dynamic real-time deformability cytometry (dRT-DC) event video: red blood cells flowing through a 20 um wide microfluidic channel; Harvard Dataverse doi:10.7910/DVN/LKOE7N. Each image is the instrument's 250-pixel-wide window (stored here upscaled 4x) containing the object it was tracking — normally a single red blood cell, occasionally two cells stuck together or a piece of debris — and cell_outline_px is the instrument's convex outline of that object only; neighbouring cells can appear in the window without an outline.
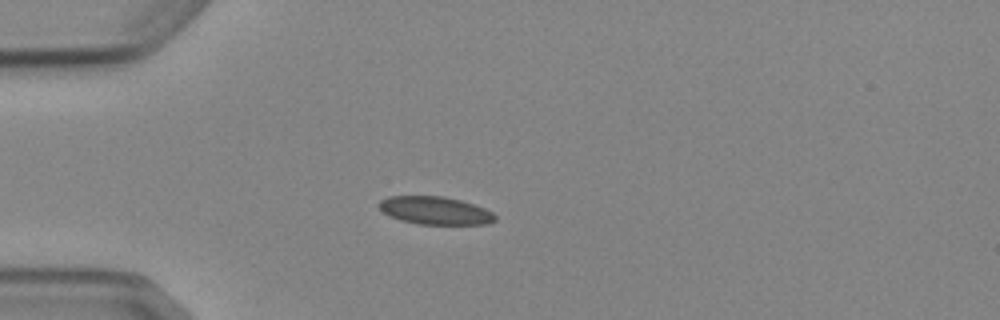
{"species": "Egyptian fruit bat (a non-hibernating species)", "species_latin": "Rousettus aegyptiacus", "temperature_condition": "cold", "stored_images_in_passage": 1, "camera_frame_rate_fps": 3000, "um_per_image_px": 0.085, "animal": {"sex": "female"}, "frame": {"image": 1, "passage_image": 1, "time_ms": 0.0, "image_size_px": [1000, 320], "cell_outline_px": [[496, 220], [488, 224], [416, 224], [400, 220], [384, 212], [380, 208], [380, 200], [388, 196], [444, 196], [460, 200], [484, 208], [492, 212], [496, 216]], "centroid_in_image_um": [37.01, 17.89], "position_along_channel_um": 48.0, "area_um2": 18.73}}